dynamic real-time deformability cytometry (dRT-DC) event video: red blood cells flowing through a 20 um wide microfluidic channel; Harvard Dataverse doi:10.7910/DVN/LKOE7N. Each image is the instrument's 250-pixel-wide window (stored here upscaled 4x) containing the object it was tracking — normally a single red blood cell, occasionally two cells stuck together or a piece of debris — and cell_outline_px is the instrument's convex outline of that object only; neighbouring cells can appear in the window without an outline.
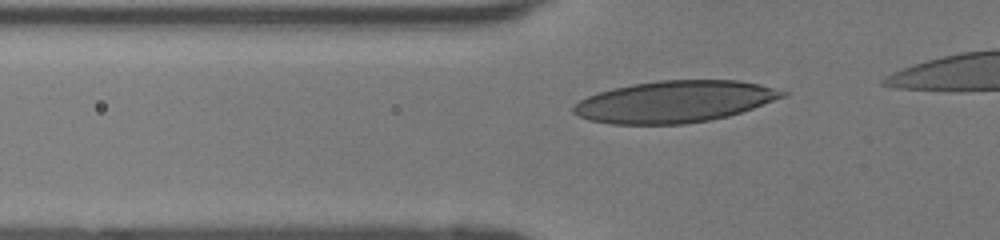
{"species": "human", "species_latin": "Homo sapiens", "temperature_condition": "room temperature", "stored_images_in_passage": 32, "camera_frame_rate_fps": 3000, "um_per_image_px": 0.085, "donor": {"sex": "female"}, "frame": {"image": 1, "passage_image": 4, "time_ms": 1.0, "image_size_px": [1000, 240], "cell_outline_px": [[788, 92], [784, 96], [752, 108], [728, 116], [712, 120], [684, 124], [612, 124], [588, 120], [572, 112], [572, 104], [588, 96], [612, 88], [632, 84], [660, 80], [740, 80], [760, 84]], "centroid_in_image_um": [57.3, 8.64], "position_along_channel_um": 68.5, "area_um2": 50.69}}
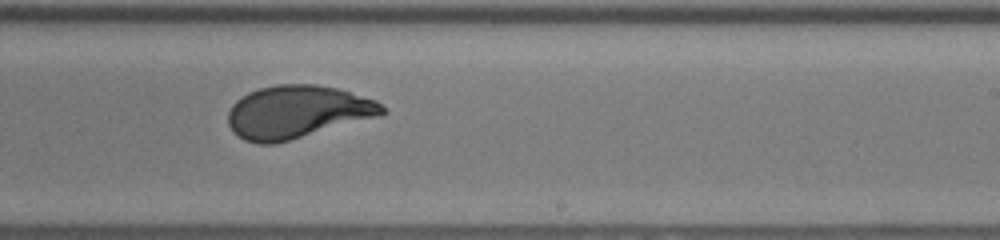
{"frame": {"image": 2, "passage_image": 19, "time_ms": 6.0, "image_size_px": [1000, 240], "cell_outline_px": [[388, 112], [380, 116], [276, 144], [256, 144], [244, 140], [236, 136], [232, 132], [228, 124], [228, 112], [232, 104], [240, 96], [248, 92], [260, 88], [280, 84], [316, 84], [336, 88], [376, 100]], "centroid_in_image_um": [25.23, 9.53], "position_along_channel_um": 263.8, "area_um2": 47.74}}
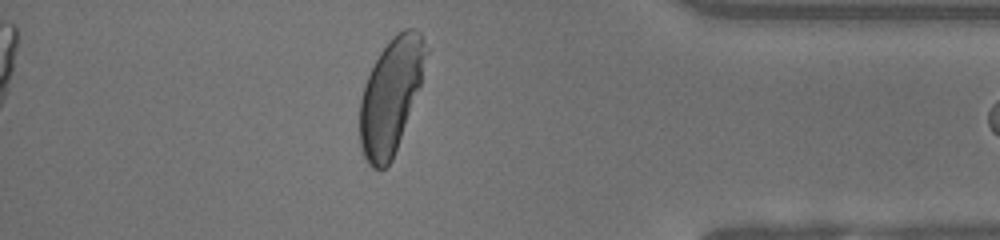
{"frame": {"image": 3, "passage_image": 31, "time_ms": 10.0, "image_size_px": [1000, 240], "cell_outline_px": [[432, 48], [420, 88], [392, 160], [380, 172], [372, 168], [368, 164], [364, 156], [360, 144], [360, 100], [364, 84], [380, 52], [388, 40], [392, 36], [404, 28], [412, 28], [420, 32]], "centroid_in_image_um": [33.28, 8.08], "position_along_channel_um": 401.9, "area_um2": 45.08}}